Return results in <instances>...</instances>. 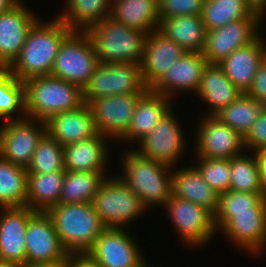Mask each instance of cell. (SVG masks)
Masks as SVG:
<instances>
[{
  "mask_svg": "<svg viewBox=\"0 0 266 267\" xmlns=\"http://www.w3.org/2000/svg\"><path fill=\"white\" fill-rule=\"evenodd\" d=\"M208 62L198 52H185L175 63L169 66L165 74L150 88L167 98L175 91L197 92L204 68Z\"/></svg>",
  "mask_w": 266,
  "mask_h": 267,
  "instance_id": "19",
  "label": "cell"
},
{
  "mask_svg": "<svg viewBox=\"0 0 266 267\" xmlns=\"http://www.w3.org/2000/svg\"><path fill=\"white\" fill-rule=\"evenodd\" d=\"M163 207L168 209L170 219L183 242L200 246L213 239L216 232L214 215L206 208L174 195Z\"/></svg>",
  "mask_w": 266,
  "mask_h": 267,
  "instance_id": "12",
  "label": "cell"
},
{
  "mask_svg": "<svg viewBox=\"0 0 266 267\" xmlns=\"http://www.w3.org/2000/svg\"><path fill=\"white\" fill-rule=\"evenodd\" d=\"M231 241L245 251L258 253L266 246V199L252 213L235 214L223 228Z\"/></svg>",
  "mask_w": 266,
  "mask_h": 267,
  "instance_id": "23",
  "label": "cell"
},
{
  "mask_svg": "<svg viewBox=\"0 0 266 267\" xmlns=\"http://www.w3.org/2000/svg\"><path fill=\"white\" fill-rule=\"evenodd\" d=\"M106 171H65L59 198L60 204L92 202Z\"/></svg>",
  "mask_w": 266,
  "mask_h": 267,
  "instance_id": "32",
  "label": "cell"
},
{
  "mask_svg": "<svg viewBox=\"0 0 266 267\" xmlns=\"http://www.w3.org/2000/svg\"><path fill=\"white\" fill-rule=\"evenodd\" d=\"M266 193H247L228 190L219 195L218 208L214 214V225L223 228L235 214L252 213L264 199Z\"/></svg>",
  "mask_w": 266,
  "mask_h": 267,
  "instance_id": "37",
  "label": "cell"
},
{
  "mask_svg": "<svg viewBox=\"0 0 266 267\" xmlns=\"http://www.w3.org/2000/svg\"><path fill=\"white\" fill-rule=\"evenodd\" d=\"M69 254L87 253L106 229L91 202L60 204L46 212Z\"/></svg>",
  "mask_w": 266,
  "mask_h": 267,
  "instance_id": "2",
  "label": "cell"
},
{
  "mask_svg": "<svg viewBox=\"0 0 266 267\" xmlns=\"http://www.w3.org/2000/svg\"><path fill=\"white\" fill-rule=\"evenodd\" d=\"M122 161L125 175L121 179L146 209L168 202L172 196L171 166L141 156L135 149L125 152Z\"/></svg>",
  "mask_w": 266,
  "mask_h": 267,
  "instance_id": "4",
  "label": "cell"
},
{
  "mask_svg": "<svg viewBox=\"0 0 266 267\" xmlns=\"http://www.w3.org/2000/svg\"><path fill=\"white\" fill-rule=\"evenodd\" d=\"M91 203L106 228H123L146 210L120 177H106Z\"/></svg>",
  "mask_w": 266,
  "mask_h": 267,
  "instance_id": "8",
  "label": "cell"
},
{
  "mask_svg": "<svg viewBox=\"0 0 266 267\" xmlns=\"http://www.w3.org/2000/svg\"><path fill=\"white\" fill-rule=\"evenodd\" d=\"M196 93L210 106L211 111L208 115L211 116L229 106L243 94L218 64H207Z\"/></svg>",
  "mask_w": 266,
  "mask_h": 267,
  "instance_id": "27",
  "label": "cell"
},
{
  "mask_svg": "<svg viewBox=\"0 0 266 267\" xmlns=\"http://www.w3.org/2000/svg\"><path fill=\"white\" fill-rule=\"evenodd\" d=\"M249 8L252 10L253 13L260 16L262 19L266 12V0H246Z\"/></svg>",
  "mask_w": 266,
  "mask_h": 267,
  "instance_id": "46",
  "label": "cell"
},
{
  "mask_svg": "<svg viewBox=\"0 0 266 267\" xmlns=\"http://www.w3.org/2000/svg\"><path fill=\"white\" fill-rule=\"evenodd\" d=\"M205 0H158L159 19L200 15Z\"/></svg>",
  "mask_w": 266,
  "mask_h": 267,
  "instance_id": "41",
  "label": "cell"
},
{
  "mask_svg": "<svg viewBox=\"0 0 266 267\" xmlns=\"http://www.w3.org/2000/svg\"><path fill=\"white\" fill-rule=\"evenodd\" d=\"M185 52L158 30L147 34L140 63L144 84L150 89Z\"/></svg>",
  "mask_w": 266,
  "mask_h": 267,
  "instance_id": "20",
  "label": "cell"
},
{
  "mask_svg": "<svg viewBox=\"0 0 266 267\" xmlns=\"http://www.w3.org/2000/svg\"><path fill=\"white\" fill-rule=\"evenodd\" d=\"M0 267H19V265L0 259Z\"/></svg>",
  "mask_w": 266,
  "mask_h": 267,
  "instance_id": "49",
  "label": "cell"
},
{
  "mask_svg": "<svg viewBox=\"0 0 266 267\" xmlns=\"http://www.w3.org/2000/svg\"><path fill=\"white\" fill-rule=\"evenodd\" d=\"M109 17L149 34L159 27L158 0H112Z\"/></svg>",
  "mask_w": 266,
  "mask_h": 267,
  "instance_id": "29",
  "label": "cell"
},
{
  "mask_svg": "<svg viewBox=\"0 0 266 267\" xmlns=\"http://www.w3.org/2000/svg\"><path fill=\"white\" fill-rule=\"evenodd\" d=\"M260 169L261 185L266 193V148L255 152Z\"/></svg>",
  "mask_w": 266,
  "mask_h": 267,
  "instance_id": "45",
  "label": "cell"
},
{
  "mask_svg": "<svg viewBox=\"0 0 266 267\" xmlns=\"http://www.w3.org/2000/svg\"><path fill=\"white\" fill-rule=\"evenodd\" d=\"M37 21L22 1L0 13V68H8L18 57L28 32Z\"/></svg>",
  "mask_w": 266,
  "mask_h": 267,
  "instance_id": "17",
  "label": "cell"
},
{
  "mask_svg": "<svg viewBox=\"0 0 266 267\" xmlns=\"http://www.w3.org/2000/svg\"><path fill=\"white\" fill-rule=\"evenodd\" d=\"M169 101V102H168ZM170 98L148 89L137 101L134 115L122 140H140L156 127L159 121L170 110Z\"/></svg>",
  "mask_w": 266,
  "mask_h": 267,
  "instance_id": "25",
  "label": "cell"
},
{
  "mask_svg": "<svg viewBox=\"0 0 266 267\" xmlns=\"http://www.w3.org/2000/svg\"><path fill=\"white\" fill-rule=\"evenodd\" d=\"M47 134L61 146L90 139L98 134L88 104L51 116L46 122Z\"/></svg>",
  "mask_w": 266,
  "mask_h": 267,
  "instance_id": "22",
  "label": "cell"
},
{
  "mask_svg": "<svg viewBox=\"0 0 266 267\" xmlns=\"http://www.w3.org/2000/svg\"><path fill=\"white\" fill-rule=\"evenodd\" d=\"M172 195L191 201L210 211L218 208L219 194L203 179L194 166L172 171Z\"/></svg>",
  "mask_w": 266,
  "mask_h": 267,
  "instance_id": "26",
  "label": "cell"
},
{
  "mask_svg": "<svg viewBox=\"0 0 266 267\" xmlns=\"http://www.w3.org/2000/svg\"><path fill=\"white\" fill-rule=\"evenodd\" d=\"M264 108L260 102L243 93L236 101L222 108L214 116L244 138Z\"/></svg>",
  "mask_w": 266,
  "mask_h": 267,
  "instance_id": "34",
  "label": "cell"
},
{
  "mask_svg": "<svg viewBox=\"0 0 266 267\" xmlns=\"http://www.w3.org/2000/svg\"><path fill=\"white\" fill-rule=\"evenodd\" d=\"M143 94L101 97L88 104L98 133L120 139L128 130L138 99Z\"/></svg>",
  "mask_w": 266,
  "mask_h": 267,
  "instance_id": "14",
  "label": "cell"
},
{
  "mask_svg": "<svg viewBox=\"0 0 266 267\" xmlns=\"http://www.w3.org/2000/svg\"><path fill=\"white\" fill-rule=\"evenodd\" d=\"M137 246L124 228H106L87 254L100 267H149Z\"/></svg>",
  "mask_w": 266,
  "mask_h": 267,
  "instance_id": "11",
  "label": "cell"
},
{
  "mask_svg": "<svg viewBox=\"0 0 266 267\" xmlns=\"http://www.w3.org/2000/svg\"><path fill=\"white\" fill-rule=\"evenodd\" d=\"M148 89L139 63H99L83 88V98L89 104L111 95L144 94Z\"/></svg>",
  "mask_w": 266,
  "mask_h": 267,
  "instance_id": "7",
  "label": "cell"
},
{
  "mask_svg": "<svg viewBox=\"0 0 266 267\" xmlns=\"http://www.w3.org/2000/svg\"><path fill=\"white\" fill-rule=\"evenodd\" d=\"M0 259L16 265L26 263V230L29 217L35 212L28 206L1 208Z\"/></svg>",
  "mask_w": 266,
  "mask_h": 267,
  "instance_id": "18",
  "label": "cell"
},
{
  "mask_svg": "<svg viewBox=\"0 0 266 267\" xmlns=\"http://www.w3.org/2000/svg\"><path fill=\"white\" fill-rule=\"evenodd\" d=\"M196 168L203 179L219 195L229 190L231 168L229 159L200 158Z\"/></svg>",
  "mask_w": 266,
  "mask_h": 267,
  "instance_id": "40",
  "label": "cell"
},
{
  "mask_svg": "<svg viewBox=\"0 0 266 267\" xmlns=\"http://www.w3.org/2000/svg\"><path fill=\"white\" fill-rule=\"evenodd\" d=\"M20 0H0V13L11 9Z\"/></svg>",
  "mask_w": 266,
  "mask_h": 267,
  "instance_id": "48",
  "label": "cell"
},
{
  "mask_svg": "<svg viewBox=\"0 0 266 267\" xmlns=\"http://www.w3.org/2000/svg\"><path fill=\"white\" fill-rule=\"evenodd\" d=\"M27 201V170L0 156V207H23Z\"/></svg>",
  "mask_w": 266,
  "mask_h": 267,
  "instance_id": "33",
  "label": "cell"
},
{
  "mask_svg": "<svg viewBox=\"0 0 266 267\" xmlns=\"http://www.w3.org/2000/svg\"><path fill=\"white\" fill-rule=\"evenodd\" d=\"M24 85L26 117L35 120L46 122L55 114L85 104L82 88L52 75L30 78Z\"/></svg>",
  "mask_w": 266,
  "mask_h": 267,
  "instance_id": "3",
  "label": "cell"
},
{
  "mask_svg": "<svg viewBox=\"0 0 266 267\" xmlns=\"http://www.w3.org/2000/svg\"><path fill=\"white\" fill-rule=\"evenodd\" d=\"M244 146L252 153L266 148V107L244 137Z\"/></svg>",
  "mask_w": 266,
  "mask_h": 267,
  "instance_id": "42",
  "label": "cell"
},
{
  "mask_svg": "<svg viewBox=\"0 0 266 267\" xmlns=\"http://www.w3.org/2000/svg\"><path fill=\"white\" fill-rule=\"evenodd\" d=\"M19 267H64V262H51V263H29L26 262Z\"/></svg>",
  "mask_w": 266,
  "mask_h": 267,
  "instance_id": "47",
  "label": "cell"
},
{
  "mask_svg": "<svg viewBox=\"0 0 266 267\" xmlns=\"http://www.w3.org/2000/svg\"><path fill=\"white\" fill-rule=\"evenodd\" d=\"M201 122L197 130L196 156L230 160L242 154L244 138L236 130L211 115H206Z\"/></svg>",
  "mask_w": 266,
  "mask_h": 267,
  "instance_id": "16",
  "label": "cell"
},
{
  "mask_svg": "<svg viewBox=\"0 0 266 267\" xmlns=\"http://www.w3.org/2000/svg\"><path fill=\"white\" fill-rule=\"evenodd\" d=\"M26 170L27 173L38 174L66 171L63 146L46 134L39 142Z\"/></svg>",
  "mask_w": 266,
  "mask_h": 267,
  "instance_id": "39",
  "label": "cell"
},
{
  "mask_svg": "<svg viewBox=\"0 0 266 267\" xmlns=\"http://www.w3.org/2000/svg\"><path fill=\"white\" fill-rule=\"evenodd\" d=\"M246 94L266 107V57L258 67L252 85Z\"/></svg>",
  "mask_w": 266,
  "mask_h": 267,
  "instance_id": "43",
  "label": "cell"
},
{
  "mask_svg": "<svg viewBox=\"0 0 266 267\" xmlns=\"http://www.w3.org/2000/svg\"><path fill=\"white\" fill-rule=\"evenodd\" d=\"M71 32L58 17L45 23L38 20L28 32L20 54L8 70L23 82L50 75L59 47Z\"/></svg>",
  "mask_w": 266,
  "mask_h": 267,
  "instance_id": "1",
  "label": "cell"
},
{
  "mask_svg": "<svg viewBox=\"0 0 266 267\" xmlns=\"http://www.w3.org/2000/svg\"><path fill=\"white\" fill-rule=\"evenodd\" d=\"M21 110L23 117L15 116ZM26 117L25 85L13 76L8 68H0V119L19 120Z\"/></svg>",
  "mask_w": 266,
  "mask_h": 267,
  "instance_id": "38",
  "label": "cell"
},
{
  "mask_svg": "<svg viewBox=\"0 0 266 267\" xmlns=\"http://www.w3.org/2000/svg\"><path fill=\"white\" fill-rule=\"evenodd\" d=\"M65 171L47 174L27 173L26 206L35 212H47L59 203Z\"/></svg>",
  "mask_w": 266,
  "mask_h": 267,
  "instance_id": "30",
  "label": "cell"
},
{
  "mask_svg": "<svg viewBox=\"0 0 266 267\" xmlns=\"http://www.w3.org/2000/svg\"><path fill=\"white\" fill-rule=\"evenodd\" d=\"M261 19L249 16L209 30L202 52L208 64H219L234 50L252 43L261 33Z\"/></svg>",
  "mask_w": 266,
  "mask_h": 267,
  "instance_id": "10",
  "label": "cell"
},
{
  "mask_svg": "<svg viewBox=\"0 0 266 267\" xmlns=\"http://www.w3.org/2000/svg\"><path fill=\"white\" fill-rule=\"evenodd\" d=\"M200 16L209 31L229 22L258 15L252 12L246 0H205Z\"/></svg>",
  "mask_w": 266,
  "mask_h": 267,
  "instance_id": "35",
  "label": "cell"
},
{
  "mask_svg": "<svg viewBox=\"0 0 266 267\" xmlns=\"http://www.w3.org/2000/svg\"><path fill=\"white\" fill-rule=\"evenodd\" d=\"M64 267H100L87 253L69 254Z\"/></svg>",
  "mask_w": 266,
  "mask_h": 267,
  "instance_id": "44",
  "label": "cell"
},
{
  "mask_svg": "<svg viewBox=\"0 0 266 267\" xmlns=\"http://www.w3.org/2000/svg\"><path fill=\"white\" fill-rule=\"evenodd\" d=\"M85 31H72L62 42L50 75L84 88L99 64Z\"/></svg>",
  "mask_w": 266,
  "mask_h": 267,
  "instance_id": "6",
  "label": "cell"
},
{
  "mask_svg": "<svg viewBox=\"0 0 266 267\" xmlns=\"http://www.w3.org/2000/svg\"><path fill=\"white\" fill-rule=\"evenodd\" d=\"M265 57L266 45L260 34L252 43L234 50L218 66L241 92L246 93Z\"/></svg>",
  "mask_w": 266,
  "mask_h": 267,
  "instance_id": "21",
  "label": "cell"
},
{
  "mask_svg": "<svg viewBox=\"0 0 266 267\" xmlns=\"http://www.w3.org/2000/svg\"><path fill=\"white\" fill-rule=\"evenodd\" d=\"M251 155L242 153L230 159V191L265 193L261 185L260 169L256 154Z\"/></svg>",
  "mask_w": 266,
  "mask_h": 267,
  "instance_id": "36",
  "label": "cell"
},
{
  "mask_svg": "<svg viewBox=\"0 0 266 267\" xmlns=\"http://www.w3.org/2000/svg\"><path fill=\"white\" fill-rule=\"evenodd\" d=\"M106 136H96L63 146L64 166L67 171H106L108 150Z\"/></svg>",
  "mask_w": 266,
  "mask_h": 267,
  "instance_id": "24",
  "label": "cell"
},
{
  "mask_svg": "<svg viewBox=\"0 0 266 267\" xmlns=\"http://www.w3.org/2000/svg\"><path fill=\"white\" fill-rule=\"evenodd\" d=\"M66 12L57 16L72 31H86L109 17L112 0H66Z\"/></svg>",
  "mask_w": 266,
  "mask_h": 267,
  "instance_id": "31",
  "label": "cell"
},
{
  "mask_svg": "<svg viewBox=\"0 0 266 267\" xmlns=\"http://www.w3.org/2000/svg\"><path fill=\"white\" fill-rule=\"evenodd\" d=\"M158 31L187 52L202 53L207 29L200 15H186L160 20Z\"/></svg>",
  "mask_w": 266,
  "mask_h": 267,
  "instance_id": "28",
  "label": "cell"
},
{
  "mask_svg": "<svg viewBox=\"0 0 266 267\" xmlns=\"http://www.w3.org/2000/svg\"><path fill=\"white\" fill-rule=\"evenodd\" d=\"M25 242L29 263L64 262L69 255L46 212H34L29 217Z\"/></svg>",
  "mask_w": 266,
  "mask_h": 267,
  "instance_id": "15",
  "label": "cell"
},
{
  "mask_svg": "<svg viewBox=\"0 0 266 267\" xmlns=\"http://www.w3.org/2000/svg\"><path fill=\"white\" fill-rule=\"evenodd\" d=\"M46 134L45 121L29 117L5 121L0 127V156L15 165L27 168L39 142Z\"/></svg>",
  "mask_w": 266,
  "mask_h": 267,
  "instance_id": "9",
  "label": "cell"
},
{
  "mask_svg": "<svg viewBox=\"0 0 266 267\" xmlns=\"http://www.w3.org/2000/svg\"><path fill=\"white\" fill-rule=\"evenodd\" d=\"M100 63H141L147 33L107 17L85 31Z\"/></svg>",
  "mask_w": 266,
  "mask_h": 267,
  "instance_id": "5",
  "label": "cell"
},
{
  "mask_svg": "<svg viewBox=\"0 0 266 267\" xmlns=\"http://www.w3.org/2000/svg\"><path fill=\"white\" fill-rule=\"evenodd\" d=\"M174 112L170 109L156 127L138 142V154L174 167L185 148V139Z\"/></svg>",
  "mask_w": 266,
  "mask_h": 267,
  "instance_id": "13",
  "label": "cell"
}]
</instances>
